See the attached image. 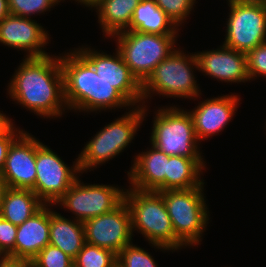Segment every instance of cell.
Listing matches in <instances>:
<instances>
[{
  "label": "cell",
  "instance_id": "obj_18",
  "mask_svg": "<svg viewBox=\"0 0 266 267\" xmlns=\"http://www.w3.org/2000/svg\"><path fill=\"white\" fill-rule=\"evenodd\" d=\"M151 146L133 156V164L127 171L129 187L143 191H165L168 155Z\"/></svg>",
  "mask_w": 266,
  "mask_h": 267
},
{
  "label": "cell",
  "instance_id": "obj_30",
  "mask_svg": "<svg viewBox=\"0 0 266 267\" xmlns=\"http://www.w3.org/2000/svg\"><path fill=\"white\" fill-rule=\"evenodd\" d=\"M246 56L250 80L266 78V42L250 50Z\"/></svg>",
  "mask_w": 266,
  "mask_h": 267
},
{
  "label": "cell",
  "instance_id": "obj_13",
  "mask_svg": "<svg viewBox=\"0 0 266 267\" xmlns=\"http://www.w3.org/2000/svg\"><path fill=\"white\" fill-rule=\"evenodd\" d=\"M78 47L75 49L92 65L97 75L117 89L133 106L142 105V84L132 74L116 48L111 55L88 45Z\"/></svg>",
  "mask_w": 266,
  "mask_h": 267
},
{
  "label": "cell",
  "instance_id": "obj_3",
  "mask_svg": "<svg viewBox=\"0 0 266 267\" xmlns=\"http://www.w3.org/2000/svg\"><path fill=\"white\" fill-rule=\"evenodd\" d=\"M124 201L131 213L132 233L142 234L152 248L172 253L186 248L176 237L162 194L128 186ZM136 231V232H135Z\"/></svg>",
  "mask_w": 266,
  "mask_h": 267
},
{
  "label": "cell",
  "instance_id": "obj_10",
  "mask_svg": "<svg viewBox=\"0 0 266 267\" xmlns=\"http://www.w3.org/2000/svg\"><path fill=\"white\" fill-rule=\"evenodd\" d=\"M36 181L32 190L45 205H54L81 176L78 158L68 166L51 148L36 138Z\"/></svg>",
  "mask_w": 266,
  "mask_h": 267
},
{
  "label": "cell",
  "instance_id": "obj_5",
  "mask_svg": "<svg viewBox=\"0 0 266 267\" xmlns=\"http://www.w3.org/2000/svg\"><path fill=\"white\" fill-rule=\"evenodd\" d=\"M184 52L180 46L176 48L142 83V106L148 104L154 94L163 98L200 100L202 92L194 74L198 71L196 57L193 52Z\"/></svg>",
  "mask_w": 266,
  "mask_h": 267
},
{
  "label": "cell",
  "instance_id": "obj_34",
  "mask_svg": "<svg viewBox=\"0 0 266 267\" xmlns=\"http://www.w3.org/2000/svg\"><path fill=\"white\" fill-rule=\"evenodd\" d=\"M9 14L8 0H0V22Z\"/></svg>",
  "mask_w": 266,
  "mask_h": 267
},
{
  "label": "cell",
  "instance_id": "obj_27",
  "mask_svg": "<svg viewBox=\"0 0 266 267\" xmlns=\"http://www.w3.org/2000/svg\"><path fill=\"white\" fill-rule=\"evenodd\" d=\"M65 0H8L10 14L31 18V16L45 14L50 9Z\"/></svg>",
  "mask_w": 266,
  "mask_h": 267
},
{
  "label": "cell",
  "instance_id": "obj_22",
  "mask_svg": "<svg viewBox=\"0 0 266 267\" xmlns=\"http://www.w3.org/2000/svg\"><path fill=\"white\" fill-rule=\"evenodd\" d=\"M141 0H103L95 9L103 37L109 39L116 33L126 30Z\"/></svg>",
  "mask_w": 266,
  "mask_h": 267
},
{
  "label": "cell",
  "instance_id": "obj_11",
  "mask_svg": "<svg viewBox=\"0 0 266 267\" xmlns=\"http://www.w3.org/2000/svg\"><path fill=\"white\" fill-rule=\"evenodd\" d=\"M227 1L229 18H226V47L247 54L266 42V5Z\"/></svg>",
  "mask_w": 266,
  "mask_h": 267
},
{
  "label": "cell",
  "instance_id": "obj_36",
  "mask_svg": "<svg viewBox=\"0 0 266 267\" xmlns=\"http://www.w3.org/2000/svg\"><path fill=\"white\" fill-rule=\"evenodd\" d=\"M8 186L7 183L3 180V178L0 176V210L2 207L3 197L7 190Z\"/></svg>",
  "mask_w": 266,
  "mask_h": 267
},
{
  "label": "cell",
  "instance_id": "obj_15",
  "mask_svg": "<svg viewBox=\"0 0 266 267\" xmlns=\"http://www.w3.org/2000/svg\"><path fill=\"white\" fill-rule=\"evenodd\" d=\"M194 54L198 72H202L209 78H214L218 82H227V84L251 82L245 53L222 44L216 49L197 51Z\"/></svg>",
  "mask_w": 266,
  "mask_h": 267
},
{
  "label": "cell",
  "instance_id": "obj_35",
  "mask_svg": "<svg viewBox=\"0 0 266 267\" xmlns=\"http://www.w3.org/2000/svg\"><path fill=\"white\" fill-rule=\"evenodd\" d=\"M74 1L77 2L78 4L80 3L81 6L83 5L87 7L89 10H93V8L103 0H74Z\"/></svg>",
  "mask_w": 266,
  "mask_h": 267
},
{
  "label": "cell",
  "instance_id": "obj_29",
  "mask_svg": "<svg viewBox=\"0 0 266 267\" xmlns=\"http://www.w3.org/2000/svg\"><path fill=\"white\" fill-rule=\"evenodd\" d=\"M32 267H74L73 258L48 244L32 260Z\"/></svg>",
  "mask_w": 266,
  "mask_h": 267
},
{
  "label": "cell",
  "instance_id": "obj_1",
  "mask_svg": "<svg viewBox=\"0 0 266 267\" xmlns=\"http://www.w3.org/2000/svg\"><path fill=\"white\" fill-rule=\"evenodd\" d=\"M17 67L7 86L12 101L44 119L61 118L68 112L60 53L24 57Z\"/></svg>",
  "mask_w": 266,
  "mask_h": 267
},
{
  "label": "cell",
  "instance_id": "obj_9",
  "mask_svg": "<svg viewBox=\"0 0 266 267\" xmlns=\"http://www.w3.org/2000/svg\"><path fill=\"white\" fill-rule=\"evenodd\" d=\"M125 190L118 185L84 183L78 176L54 206L72 212L73 219L83 223L117 208L124 201Z\"/></svg>",
  "mask_w": 266,
  "mask_h": 267
},
{
  "label": "cell",
  "instance_id": "obj_19",
  "mask_svg": "<svg viewBox=\"0 0 266 267\" xmlns=\"http://www.w3.org/2000/svg\"><path fill=\"white\" fill-rule=\"evenodd\" d=\"M52 206L44 205L31 218L17 226L15 258L31 261L49 244L50 208L52 209Z\"/></svg>",
  "mask_w": 266,
  "mask_h": 267
},
{
  "label": "cell",
  "instance_id": "obj_25",
  "mask_svg": "<svg viewBox=\"0 0 266 267\" xmlns=\"http://www.w3.org/2000/svg\"><path fill=\"white\" fill-rule=\"evenodd\" d=\"M73 262L74 267H117V254L85 242Z\"/></svg>",
  "mask_w": 266,
  "mask_h": 267
},
{
  "label": "cell",
  "instance_id": "obj_37",
  "mask_svg": "<svg viewBox=\"0 0 266 267\" xmlns=\"http://www.w3.org/2000/svg\"><path fill=\"white\" fill-rule=\"evenodd\" d=\"M228 1L236 2V3H258V4L266 5V0H228Z\"/></svg>",
  "mask_w": 266,
  "mask_h": 267
},
{
  "label": "cell",
  "instance_id": "obj_7",
  "mask_svg": "<svg viewBox=\"0 0 266 267\" xmlns=\"http://www.w3.org/2000/svg\"><path fill=\"white\" fill-rule=\"evenodd\" d=\"M155 116L150 143L168 156L203 158L191 114L177 105L162 106Z\"/></svg>",
  "mask_w": 266,
  "mask_h": 267
},
{
  "label": "cell",
  "instance_id": "obj_32",
  "mask_svg": "<svg viewBox=\"0 0 266 267\" xmlns=\"http://www.w3.org/2000/svg\"><path fill=\"white\" fill-rule=\"evenodd\" d=\"M17 226L0 216V251L6 256L15 257Z\"/></svg>",
  "mask_w": 266,
  "mask_h": 267
},
{
  "label": "cell",
  "instance_id": "obj_6",
  "mask_svg": "<svg viewBox=\"0 0 266 267\" xmlns=\"http://www.w3.org/2000/svg\"><path fill=\"white\" fill-rule=\"evenodd\" d=\"M204 190V186H198L160 191L175 235L185 247L201 245L207 230L210 213Z\"/></svg>",
  "mask_w": 266,
  "mask_h": 267
},
{
  "label": "cell",
  "instance_id": "obj_16",
  "mask_svg": "<svg viewBox=\"0 0 266 267\" xmlns=\"http://www.w3.org/2000/svg\"><path fill=\"white\" fill-rule=\"evenodd\" d=\"M36 137L23 131L10 145L1 177L10 188L32 189L36 181Z\"/></svg>",
  "mask_w": 266,
  "mask_h": 267
},
{
  "label": "cell",
  "instance_id": "obj_17",
  "mask_svg": "<svg viewBox=\"0 0 266 267\" xmlns=\"http://www.w3.org/2000/svg\"><path fill=\"white\" fill-rule=\"evenodd\" d=\"M240 95H220L198 102L191 114L196 136L200 142L218 135L227 127L240 105ZM205 139V140H204Z\"/></svg>",
  "mask_w": 266,
  "mask_h": 267
},
{
  "label": "cell",
  "instance_id": "obj_12",
  "mask_svg": "<svg viewBox=\"0 0 266 267\" xmlns=\"http://www.w3.org/2000/svg\"><path fill=\"white\" fill-rule=\"evenodd\" d=\"M85 242L118 254L133 242L131 213L123 201L114 210L83 222Z\"/></svg>",
  "mask_w": 266,
  "mask_h": 267
},
{
  "label": "cell",
  "instance_id": "obj_4",
  "mask_svg": "<svg viewBox=\"0 0 266 267\" xmlns=\"http://www.w3.org/2000/svg\"><path fill=\"white\" fill-rule=\"evenodd\" d=\"M148 109L147 104L134 106L96 132L77 156L80 173L91 172L124 152L146 120Z\"/></svg>",
  "mask_w": 266,
  "mask_h": 267
},
{
  "label": "cell",
  "instance_id": "obj_26",
  "mask_svg": "<svg viewBox=\"0 0 266 267\" xmlns=\"http://www.w3.org/2000/svg\"><path fill=\"white\" fill-rule=\"evenodd\" d=\"M117 267H159L154 257L134 243L126 245L117 254Z\"/></svg>",
  "mask_w": 266,
  "mask_h": 267
},
{
  "label": "cell",
  "instance_id": "obj_23",
  "mask_svg": "<svg viewBox=\"0 0 266 267\" xmlns=\"http://www.w3.org/2000/svg\"><path fill=\"white\" fill-rule=\"evenodd\" d=\"M126 30L160 35H179L181 29L157 6L154 0H141L135 8L132 21Z\"/></svg>",
  "mask_w": 266,
  "mask_h": 267
},
{
  "label": "cell",
  "instance_id": "obj_31",
  "mask_svg": "<svg viewBox=\"0 0 266 267\" xmlns=\"http://www.w3.org/2000/svg\"><path fill=\"white\" fill-rule=\"evenodd\" d=\"M7 122L0 128V175L3 171L7 152L12 142L24 131L15 126L14 120L6 118Z\"/></svg>",
  "mask_w": 266,
  "mask_h": 267
},
{
  "label": "cell",
  "instance_id": "obj_28",
  "mask_svg": "<svg viewBox=\"0 0 266 267\" xmlns=\"http://www.w3.org/2000/svg\"><path fill=\"white\" fill-rule=\"evenodd\" d=\"M159 8L174 22L179 28L183 23L187 22L196 0H154Z\"/></svg>",
  "mask_w": 266,
  "mask_h": 267
},
{
  "label": "cell",
  "instance_id": "obj_33",
  "mask_svg": "<svg viewBox=\"0 0 266 267\" xmlns=\"http://www.w3.org/2000/svg\"><path fill=\"white\" fill-rule=\"evenodd\" d=\"M0 267H32V264L30 260L6 255L0 258Z\"/></svg>",
  "mask_w": 266,
  "mask_h": 267
},
{
  "label": "cell",
  "instance_id": "obj_24",
  "mask_svg": "<svg viewBox=\"0 0 266 267\" xmlns=\"http://www.w3.org/2000/svg\"><path fill=\"white\" fill-rule=\"evenodd\" d=\"M44 205L32 189L8 187L3 197L0 216L19 226L31 218Z\"/></svg>",
  "mask_w": 266,
  "mask_h": 267
},
{
  "label": "cell",
  "instance_id": "obj_20",
  "mask_svg": "<svg viewBox=\"0 0 266 267\" xmlns=\"http://www.w3.org/2000/svg\"><path fill=\"white\" fill-rule=\"evenodd\" d=\"M85 243L83 223L50 209L49 244L75 258Z\"/></svg>",
  "mask_w": 266,
  "mask_h": 267
},
{
  "label": "cell",
  "instance_id": "obj_38",
  "mask_svg": "<svg viewBox=\"0 0 266 267\" xmlns=\"http://www.w3.org/2000/svg\"><path fill=\"white\" fill-rule=\"evenodd\" d=\"M7 117L8 116L0 110V128L7 122Z\"/></svg>",
  "mask_w": 266,
  "mask_h": 267
},
{
  "label": "cell",
  "instance_id": "obj_14",
  "mask_svg": "<svg viewBox=\"0 0 266 267\" xmlns=\"http://www.w3.org/2000/svg\"><path fill=\"white\" fill-rule=\"evenodd\" d=\"M48 32L31 18L9 14L0 22V44L26 52V58L44 57L49 55L44 50L51 42Z\"/></svg>",
  "mask_w": 266,
  "mask_h": 267
},
{
  "label": "cell",
  "instance_id": "obj_39",
  "mask_svg": "<svg viewBox=\"0 0 266 267\" xmlns=\"http://www.w3.org/2000/svg\"><path fill=\"white\" fill-rule=\"evenodd\" d=\"M5 255L0 251V258L4 257Z\"/></svg>",
  "mask_w": 266,
  "mask_h": 267
},
{
  "label": "cell",
  "instance_id": "obj_8",
  "mask_svg": "<svg viewBox=\"0 0 266 267\" xmlns=\"http://www.w3.org/2000/svg\"><path fill=\"white\" fill-rule=\"evenodd\" d=\"M179 36L124 30L110 38L117 44L116 49L125 64L142 84L156 66L174 52Z\"/></svg>",
  "mask_w": 266,
  "mask_h": 267
},
{
  "label": "cell",
  "instance_id": "obj_2",
  "mask_svg": "<svg viewBox=\"0 0 266 267\" xmlns=\"http://www.w3.org/2000/svg\"><path fill=\"white\" fill-rule=\"evenodd\" d=\"M60 64L68 111L101 113L134 107L117 89L97 75L92 65L75 48L60 54Z\"/></svg>",
  "mask_w": 266,
  "mask_h": 267
},
{
  "label": "cell",
  "instance_id": "obj_21",
  "mask_svg": "<svg viewBox=\"0 0 266 267\" xmlns=\"http://www.w3.org/2000/svg\"><path fill=\"white\" fill-rule=\"evenodd\" d=\"M204 160V158L168 156L165 191L204 186L203 177L201 179L203 172L206 171Z\"/></svg>",
  "mask_w": 266,
  "mask_h": 267
}]
</instances>
